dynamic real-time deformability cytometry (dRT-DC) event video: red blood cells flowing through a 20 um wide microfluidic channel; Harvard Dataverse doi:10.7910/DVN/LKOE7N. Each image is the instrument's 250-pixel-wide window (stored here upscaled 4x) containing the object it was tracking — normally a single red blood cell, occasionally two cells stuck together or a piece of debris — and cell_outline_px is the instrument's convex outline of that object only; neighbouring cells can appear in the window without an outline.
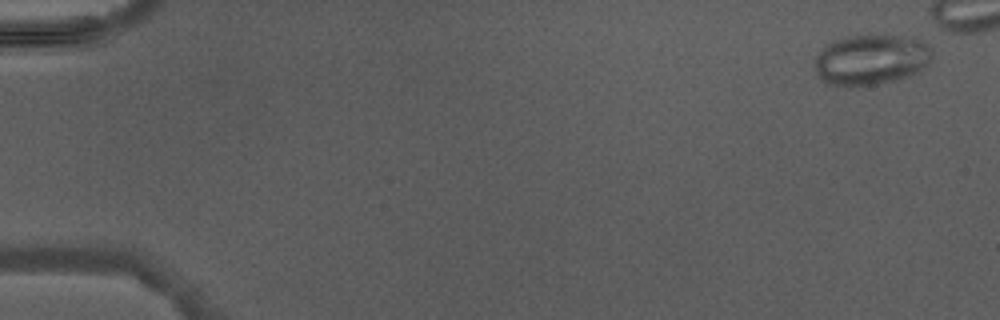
{"species": "Egyptian fruit bat (a non-hibernating species)", "species_latin": "Rousettus aegyptiacus", "temperature_condition": "warm", "stored_images_in_passage": 5, "camera_frame_rate_fps": 3000, "um_per_image_px": 0.085, "animal": {"sex": "male"}, "frame": {"image": 1, "passage_image": 1, "time_ms": 0.0, "image_size_px": [1000, 320], "cell_outline_px": [[932, 60], [920, 72], [896, 80], [876, 84], [852, 88], [848, 88], [832, 84], [820, 76], [816, 72], [812, 60], [832, 40], [856, 32], [868, 32], [916, 36], [924, 40], [932, 48]], "centroid_in_image_um": [74.09, 5.0], "position_along_channel_um": 10.9, "area_um2": 36.36}}